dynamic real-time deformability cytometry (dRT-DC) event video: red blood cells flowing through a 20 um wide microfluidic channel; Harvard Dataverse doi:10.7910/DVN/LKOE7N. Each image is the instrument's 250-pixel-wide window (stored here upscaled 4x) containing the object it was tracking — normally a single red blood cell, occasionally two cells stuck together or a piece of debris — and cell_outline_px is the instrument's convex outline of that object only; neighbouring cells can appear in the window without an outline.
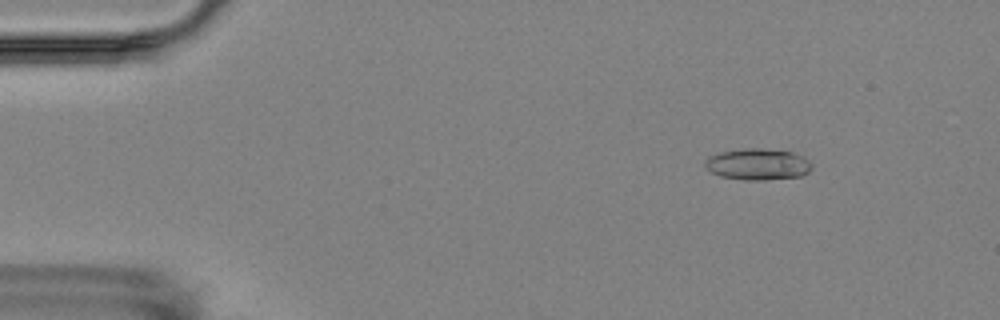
{"species": "Egyptian fruit bat (a non-hibernating species)", "species_latin": "Rousettus aegyptiacus", "temperature_condition": "room temperature", "stored_images_in_passage": 6, "camera_frame_rate_fps": 3000, "um_per_image_px": 0.085, "animal": {"sex": "female"}, "frame": {"image": 1, "passage_image": 2, "time_ms": 1.333, "image_size_px": [1000, 320], "cell_outline_px": [[812, 168], [808, 172], [800, 176], [764, 180], [744, 180], [720, 176], [712, 172], [704, 164], [704, 160], [708, 156], [720, 152], [744, 148], [760, 148], [792, 152], [808, 160], [812, 164]], "centroid_in_image_um": [64.39, 13.96], "position_along_channel_um": 20.6, "area_um2": 19.48}}